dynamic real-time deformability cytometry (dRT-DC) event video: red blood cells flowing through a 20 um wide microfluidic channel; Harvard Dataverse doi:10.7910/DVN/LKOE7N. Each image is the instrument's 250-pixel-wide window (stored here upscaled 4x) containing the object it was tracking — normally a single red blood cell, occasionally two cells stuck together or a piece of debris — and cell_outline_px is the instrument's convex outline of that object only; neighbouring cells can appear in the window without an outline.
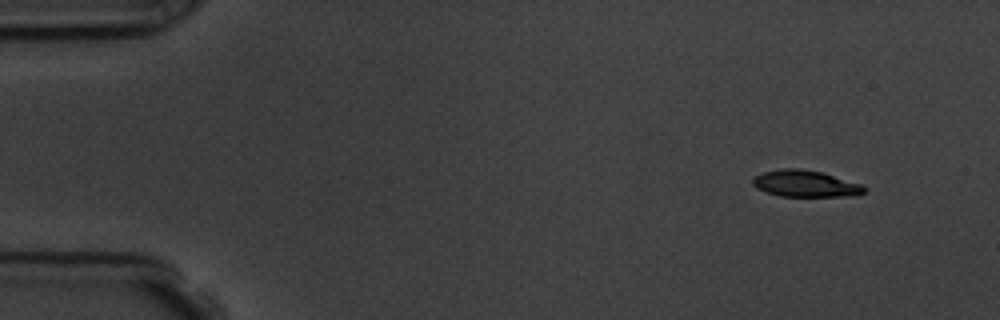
{"species": "common noctule bat (a hibernating species)", "species_latin": "Nyctalus noctula", "temperature_condition": "room temperature", "stored_images_in_passage": 5, "camera_frame_rate_fps": 3000, "um_per_image_px": 0.085, "animal": {"sex": "male", "body_mass_g": 19.5, "forearm_length_mm": 54.6}, "frame": {"image": 1, "passage_image": 2, "time_ms": 1.0, "image_size_px": [1000, 320], "cell_outline_px": [[864, 192], [856, 196], [780, 196], [756, 188], [752, 184], [752, 180], [756, 176], [764, 172], [784, 168], [800, 168], [824, 172], [860, 184], [864, 188]], "centroid_in_image_um": [68.45, 15.6], "position_along_channel_um": 16.5, "area_um2": 17.17}}
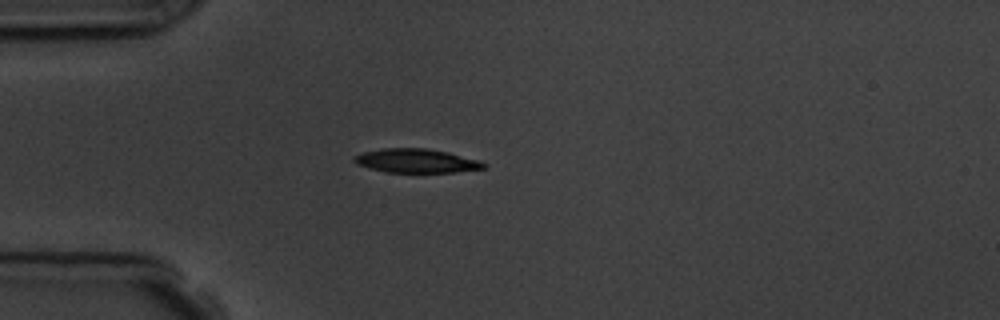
{"frame": {"image": 2, "passage_image": 5, "time_ms": 4.333, "image_size_px": [1000, 320], "cell_outline_px": [[488, 168], [456, 172], [384, 172], [356, 164], [352, 160], [352, 156], [364, 152], [384, 148], [428, 148], [448, 152], [480, 160]], "centroid_in_image_um": [35.38, 13.67], "position_along_channel_um": 49.6, "area_um2": 18.15}}